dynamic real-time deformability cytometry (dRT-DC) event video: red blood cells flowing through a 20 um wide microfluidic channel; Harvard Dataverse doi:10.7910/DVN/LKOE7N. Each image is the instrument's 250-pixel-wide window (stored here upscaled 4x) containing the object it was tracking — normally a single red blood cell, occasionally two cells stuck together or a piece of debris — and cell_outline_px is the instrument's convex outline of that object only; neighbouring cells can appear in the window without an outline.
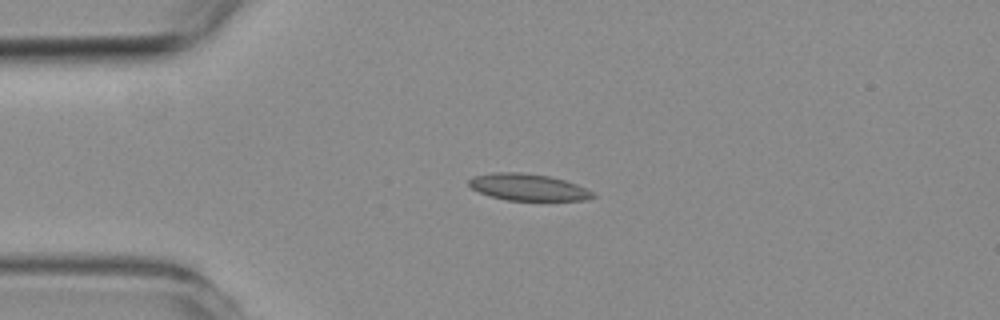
{"species": "common noctule bat (a hibernating species)", "species_latin": "Nyctalus noctula", "temperature_condition": "room temperature", "stored_images_in_passage": 4, "camera_frame_rate_fps": 3000, "um_per_image_px": 0.085, "animal": {"sex": "female", "body_mass_g": 19.3, "forearm_length_mm": 54.1}, "frame": {"image": 1, "passage_image": 3, "time_ms": 2.333, "image_size_px": [1000, 320], "cell_outline_px": [[596, 196], [588, 200], [504, 200], [480, 192], [472, 188], [468, 184], [468, 180], [472, 176], [492, 172], [520, 172], [548, 176], [564, 180], [576, 184], [592, 192]], "centroid_in_image_um": [44.85, 15.9], "position_along_channel_um": 40.1, "area_um2": 19.19}}